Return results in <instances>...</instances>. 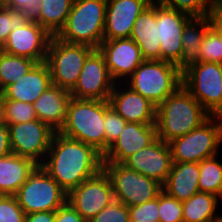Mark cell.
<instances>
[{"label": "cell", "instance_id": "obj_24", "mask_svg": "<svg viewBox=\"0 0 222 222\" xmlns=\"http://www.w3.org/2000/svg\"><path fill=\"white\" fill-rule=\"evenodd\" d=\"M199 163H173L163 191L180 202L194 196L199 192Z\"/></svg>", "mask_w": 222, "mask_h": 222}, {"label": "cell", "instance_id": "obj_46", "mask_svg": "<svg viewBox=\"0 0 222 222\" xmlns=\"http://www.w3.org/2000/svg\"><path fill=\"white\" fill-rule=\"evenodd\" d=\"M211 222H222V216L219 215L218 217H216L215 219H213Z\"/></svg>", "mask_w": 222, "mask_h": 222}, {"label": "cell", "instance_id": "obj_11", "mask_svg": "<svg viewBox=\"0 0 222 222\" xmlns=\"http://www.w3.org/2000/svg\"><path fill=\"white\" fill-rule=\"evenodd\" d=\"M12 153L42 164L56 131L35 119L8 125Z\"/></svg>", "mask_w": 222, "mask_h": 222}, {"label": "cell", "instance_id": "obj_16", "mask_svg": "<svg viewBox=\"0 0 222 222\" xmlns=\"http://www.w3.org/2000/svg\"><path fill=\"white\" fill-rule=\"evenodd\" d=\"M52 35L36 21L30 19L22 27L10 32L2 51L30 58L37 63L46 61Z\"/></svg>", "mask_w": 222, "mask_h": 222}, {"label": "cell", "instance_id": "obj_37", "mask_svg": "<svg viewBox=\"0 0 222 222\" xmlns=\"http://www.w3.org/2000/svg\"><path fill=\"white\" fill-rule=\"evenodd\" d=\"M159 195L148 202L129 206L130 222H159Z\"/></svg>", "mask_w": 222, "mask_h": 222}, {"label": "cell", "instance_id": "obj_19", "mask_svg": "<svg viewBox=\"0 0 222 222\" xmlns=\"http://www.w3.org/2000/svg\"><path fill=\"white\" fill-rule=\"evenodd\" d=\"M153 0H107L103 40L130 38L140 13Z\"/></svg>", "mask_w": 222, "mask_h": 222}, {"label": "cell", "instance_id": "obj_17", "mask_svg": "<svg viewBox=\"0 0 222 222\" xmlns=\"http://www.w3.org/2000/svg\"><path fill=\"white\" fill-rule=\"evenodd\" d=\"M122 164L163 186L173 164L169 144L157 137L151 144L129 156Z\"/></svg>", "mask_w": 222, "mask_h": 222}, {"label": "cell", "instance_id": "obj_29", "mask_svg": "<svg viewBox=\"0 0 222 222\" xmlns=\"http://www.w3.org/2000/svg\"><path fill=\"white\" fill-rule=\"evenodd\" d=\"M37 62L23 56L10 55L0 51V93L10 84L15 83Z\"/></svg>", "mask_w": 222, "mask_h": 222}, {"label": "cell", "instance_id": "obj_6", "mask_svg": "<svg viewBox=\"0 0 222 222\" xmlns=\"http://www.w3.org/2000/svg\"><path fill=\"white\" fill-rule=\"evenodd\" d=\"M222 143V116H210L199 127L170 141L173 163L198 162L218 155Z\"/></svg>", "mask_w": 222, "mask_h": 222}, {"label": "cell", "instance_id": "obj_45", "mask_svg": "<svg viewBox=\"0 0 222 222\" xmlns=\"http://www.w3.org/2000/svg\"><path fill=\"white\" fill-rule=\"evenodd\" d=\"M3 125H6V121H5L4 103L2 97L0 96V126Z\"/></svg>", "mask_w": 222, "mask_h": 222}, {"label": "cell", "instance_id": "obj_35", "mask_svg": "<svg viewBox=\"0 0 222 222\" xmlns=\"http://www.w3.org/2000/svg\"><path fill=\"white\" fill-rule=\"evenodd\" d=\"M126 121L112 108L109 101L105 100L104 131H105V152L116 141L123 131Z\"/></svg>", "mask_w": 222, "mask_h": 222}, {"label": "cell", "instance_id": "obj_27", "mask_svg": "<svg viewBox=\"0 0 222 222\" xmlns=\"http://www.w3.org/2000/svg\"><path fill=\"white\" fill-rule=\"evenodd\" d=\"M74 0H41L36 17L33 19L56 36L65 26Z\"/></svg>", "mask_w": 222, "mask_h": 222}, {"label": "cell", "instance_id": "obj_25", "mask_svg": "<svg viewBox=\"0 0 222 222\" xmlns=\"http://www.w3.org/2000/svg\"><path fill=\"white\" fill-rule=\"evenodd\" d=\"M37 165L14 153L0 158V195L14 196Z\"/></svg>", "mask_w": 222, "mask_h": 222}, {"label": "cell", "instance_id": "obj_10", "mask_svg": "<svg viewBox=\"0 0 222 222\" xmlns=\"http://www.w3.org/2000/svg\"><path fill=\"white\" fill-rule=\"evenodd\" d=\"M102 169L110 179L114 200L128 207L153 200L163 190L157 181L122 163H103Z\"/></svg>", "mask_w": 222, "mask_h": 222}, {"label": "cell", "instance_id": "obj_31", "mask_svg": "<svg viewBox=\"0 0 222 222\" xmlns=\"http://www.w3.org/2000/svg\"><path fill=\"white\" fill-rule=\"evenodd\" d=\"M30 19L19 10H12L0 3V51L5 46L10 32L22 27Z\"/></svg>", "mask_w": 222, "mask_h": 222}, {"label": "cell", "instance_id": "obj_7", "mask_svg": "<svg viewBox=\"0 0 222 222\" xmlns=\"http://www.w3.org/2000/svg\"><path fill=\"white\" fill-rule=\"evenodd\" d=\"M67 195L60 185L38 164L14 195L25 214L56 211L67 202Z\"/></svg>", "mask_w": 222, "mask_h": 222}, {"label": "cell", "instance_id": "obj_12", "mask_svg": "<svg viewBox=\"0 0 222 222\" xmlns=\"http://www.w3.org/2000/svg\"><path fill=\"white\" fill-rule=\"evenodd\" d=\"M70 205L88 222L114 201L113 189L106 172L101 169L67 195Z\"/></svg>", "mask_w": 222, "mask_h": 222}, {"label": "cell", "instance_id": "obj_36", "mask_svg": "<svg viewBox=\"0 0 222 222\" xmlns=\"http://www.w3.org/2000/svg\"><path fill=\"white\" fill-rule=\"evenodd\" d=\"M159 222H183L182 202L168 195L165 191L159 193Z\"/></svg>", "mask_w": 222, "mask_h": 222}, {"label": "cell", "instance_id": "obj_1", "mask_svg": "<svg viewBox=\"0 0 222 222\" xmlns=\"http://www.w3.org/2000/svg\"><path fill=\"white\" fill-rule=\"evenodd\" d=\"M102 155L92 146L55 132L41 164L47 173L69 193L102 169Z\"/></svg>", "mask_w": 222, "mask_h": 222}, {"label": "cell", "instance_id": "obj_8", "mask_svg": "<svg viewBox=\"0 0 222 222\" xmlns=\"http://www.w3.org/2000/svg\"><path fill=\"white\" fill-rule=\"evenodd\" d=\"M182 85L211 116H222V64L190 65L182 72Z\"/></svg>", "mask_w": 222, "mask_h": 222}, {"label": "cell", "instance_id": "obj_15", "mask_svg": "<svg viewBox=\"0 0 222 222\" xmlns=\"http://www.w3.org/2000/svg\"><path fill=\"white\" fill-rule=\"evenodd\" d=\"M98 49L105 59L111 78L115 83L120 79L122 85L144 61L140 48L131 38L103 40Z\"/></svg>", "mask_w": 222, "mask_h": 222}, {"label": "cell", "instance_id": "obj_38", "mask_svg": "<svg viewBox=\"0 0 222 222\" xmlns=\"http://www.w3.org/2000/svg\"><path fill=\"white\" fill-rule=\"evenodd\" d=\"M88 222H130L129 207L114 200Z\"/></svg>", "mask_w": 222, "mask_h": 222}, {"label": "cell", "instance_id": "obj_44", "mask_svg": "<svg viewBox=\"0 0 222 222\" xmlns=\"http://www.w3.org/2000/svg\"><path fill=\"white\" fill-rule=\"evenodd\" d=\"M25 222H55V211H41L26 214Z\"/></svg>", "mask_w": 222, "mask_h": 222}, {"label": "cell", "instance_id": "obj_34", "mask_svg": "<svg viewBox=\"0 0 222 222\" xmlns=\"http://www.w3.org/2000/svg\"><path fill=\"white\" fill-rule=\"evenodd\" d=\"M200 62L222 64V37L210 27L201 44Z\"/></svg>", "mask_w": 222, "mask_h": 222}, {"label": "cell", "instance_id": "obj_42", "mask_svg": "<svg viewBox=\"0 0 222 222\" xmlns=\"http://www.w3.org/2000/svg\"><path fill=\"white\" fill-rule=\"evenodd\" d=\"M208 17L211 27L222 37V2L220 0H215Z\"/></svg>", "mask_w": 222, "mask_h": 222}, {"label": "cell", "instance_id": "obj_28", "mask_svg": "<svg viewBox=\"0 0 222 222\" xmlns=\"http://www.w3.org/2000/svg\"><path fill=\"white\" fill-rule=\"evenodd\" d=\"M218 199L209 192H197L194 196L182 202L183 222H211L218 217Z\"/></svg>", "mask_w": 222, "mask_h": 222}, {"label": "cell", "instance_id": "obj_2", "mask_svg": "<svg viewBox=\"0 0 222 222\" xmlns=\"http://www.w3.org/2000/svg\"><path fill=\"white\" fill-rule=\"evenodd\" d=\"M210 116L181 84L157 107V137L169 143L199 127Z\"/></svg>", "mask_w": 222, "mask_h": 222}, {"label": "cell", "instance_id": "obj_21", "mask_svg": "<svg viewBox=\"0 0 222 222\" xmlns=\"http://www.w3.org/2000/svg\"><path fill=\"white\" fill-rule=\"evenodd\" d=\"M51 73L46 61L36 63L30 71L1 93L2 99H12L33 104L51 86Z\"/></svg>", "mask_w": 222, "mask_h": 222}, {"label": "cell", "instance_id": "obj_13", "mask_svg": "<svg viewBox=\"0 0 222 222\" xmlns=\"http://www.w3.org/2000/svg\"><path fill=\"white\" fill-rule=\"evenodd\" d=\"M192 16L156 3V26L160 41V60L177 65L181 71L182 33Z\"/></svg>", "mask_w": 222, "mask_h": 222}, {"label": "cell", "instance_id": "obj_30", "mask_svg": "<svg viewBox=\"0 0 222 222\" xmlns=\"http://www.w3.org/2000/svg\"><path fill=\"white\" fill-rule=\"evenodd\" d=\"M218 155L205 158L199 163V192H209L222 198V163Z\"/></svg>", "mask_w": 222, "mask_h": 222}, {"label": "cell", "instance_id": "obj_41", "mask_svg": "<svg viewBox=\"0 0 222 222\" xmlns=\"http://www.w3.org/2000/svg\"><path fill=\"white\" fill-rule=\"evenodd\" d=\"M55 222H86L67 201L55 211Z\"/></svg>", "mask_w": 222, "mask_h": 222}, {"label": "cell", "instance_id": "obj_22", "mask_svg": "<svg viewBox=\"0 0 222 222\" xmlns=\"http://www.w3.org/2000/svg\"><path fill=\"white\" fill-rule=\"evenodd\" d=\"M70 91L51 84L33 103L37 118L59 132L66 122Z\"/></svg>", "mask_w": 222, "mask_h": 222}, {"label": "cell", "instance_id": "obj_26", "mask_svg": "<svg viewBox=\"0 0 222 222\" xmlns=\"http://www.w3.org/2000/svg\"><path fill=\"white\" fill-rule=\"evenodd\" d=\"M211 27L209 17H192L182 33L183 53L181 72L190 65L200 62V49L207 30Z\"/></svg>", "mask_w": 222, "mask_h": 222}, {"label": "cell", "instance_id": "obj_40", "mask_svg": "<svg viewBox=\"0 0 222 222\" xmlns=\"http://www.w3.org/2000/svg\"><path fill=\"white\" fill-rule=\"evenodd\" d=\"M1 4L12 9L19 10L29 19L37 15L41 0H0Z\"/></svg>", "mask_w": 222, "mask_h": 222}, {"label": "cell", "instance_id": "obj_5", "mask_svg": "<svg viewBox=\"0 0 222 222\" xmlns=\"http://www.w3.org/2000/svg\"><path fill=\"white\" fill-rule=\"evenodd\" d=\"M124 83L158 107L182 84V72L167 61L144 60Z\"/></svg>", "mask_w": 222, "mask_h": 222}, {"label": "cell", "instance_id": "obj_20", "mask_svg": "<svg viewBox=\"0 0 222 222\" xmlns=\"http://www.w3.org/2000/svg\"><path fill=\"white\" fill-rule=\"evenodd\" d=\"M121 86L120 82L115 83L108 99L110 107L126 122L156 124L157 107L129 86Z\"/></svg>", "mask_w": 222, "mask_h": 222}, {"label": "cell", "instance_id": "obj_4", "mask_svg": "<svg viewBox=\"0 0 222 222\" xmlns=\"http://www.w3.org/2000/svg\"><path fill=\"white\" fill-rule=\"evenodd\" d=\"M106 7L107 0H74L66 24L56 37L98 49L104 37Z\"/></svg>", "mask_w": 222, "mask_h": 222}, {"label": "cell", "instance_id": "obj_33", "mask_svg": "<svg viewBox=\"0 0 222 222\" xmlns=\"http://www.w3.org/2000/svg\"><path fill=\"white\" fill-rule=\"evenodd\" d=\"M163 6L187 13L192 17L208 16L215 0H153Z\"/></svg>", "mask_w": 222, "mask_h": 222}, {"label": "cell", "instance_id": "obj_23", "mask_svg": "<svg viewBox=\"0 0 222 222\" xmlns=\"http://www.w3.org/2000/svg\"><path fill=\"white\" fill-rule=\"evenodd\" d=\"M130 38L140 48L144 60H160V41L156 26V2L148 5L136 19Z\"/></svg>", "mask_w": 222, "mask_h": 222}, {"label": "cell", "instance_id": "obj_39", "mask_svg": "<svg viewBox=\"0 0 222 222\" xmlns=\"http://www.w3.org/2000/svg\"><path fill=\"white\" fill-rule=\"evenodd\" d=\"M25 217L15 196L0 195V222H25Z\"/></svg>", "mask_w": 222, "mask_h": 222}, {"label": "cell", "instance_id": "obj_3", "mask_svg": "<svg viewBox=\"0 0 222 222\" xmlns=\"http://www.w3.org/2000/svg\"><path fill=\"white\" fill-rule=\"evenodd\" d=\"M104 114L105 100L71 98L66 122L59 132L92 146L103 156L105 154Z\"/></svg>", "mask_w": 222, "mask_h": 222}, {"label": "cell", "instance_id": "obj_43", "mask_svg": "<svg viewBox=\"0 0 222 222\" xmlns=\"http://www.w3.org/2000/svg\"><path fill=\"white\" fill-rule=\"evenodd\" d=\"M12 153L8 125L0 126V158Z\"/></svg>", "mask_w": 222, "mask_h": 222}, {"label": "cell", "instance_id": "obj_32", "mask_svg": "<svg viewBox=\"0 0 222 222\" xmlns=\"http://www.w3.org/2000/svg\"><path fill=\"white\" fill-rule=\"evenodd\" d=\"M3 103L7 125L38 119L33 104L12 99H3Z\"/></svg>", "mask_w": 222, "mask_h": 222}, {"label": "cell", "instance_id": "obj_14", "mask_svg": "<svg viewBox=\"0 0 222 222\" xmlns=\"http://www.w3.org/2000/svg\"><path fill=\"white\" fill-rule=\"evenodd\" d=\"M114 85L102 53L94 49L85 60L70 94L72 98L81 100H108Z\"/></svg>", "mask_w": 222, "mask_h": 222}, {"label": "cell", "instance_id": "obj_18", "mask_svg": "<svg viewBox=\"0 0 222 222\" xmlns=\"http://www.w3.org/2000/svg\"><path fill=\"white\" fill-rule=\"evenodd\" d=\"M157 138L156 124L127 122L118 139L102 156L103 163H123Z\"/></svg>", "mask_w": 222, "mask_h": 222}, {"label": "cell", "instance_id": "obj_9", "mask_svg": "<svg viewBox=\"0 0 222 222\" xmlns=\"http://www.w3.org/2000/svg\"><path fill=\"white\" fill-rule=\"evenodd\" d=\"M93 47L71 44L52 36L46 57L53 85L71 91L80 76L83 65Z\"/></svg>", "mask_w": 222, "mask_h": 222}]
</instances>
